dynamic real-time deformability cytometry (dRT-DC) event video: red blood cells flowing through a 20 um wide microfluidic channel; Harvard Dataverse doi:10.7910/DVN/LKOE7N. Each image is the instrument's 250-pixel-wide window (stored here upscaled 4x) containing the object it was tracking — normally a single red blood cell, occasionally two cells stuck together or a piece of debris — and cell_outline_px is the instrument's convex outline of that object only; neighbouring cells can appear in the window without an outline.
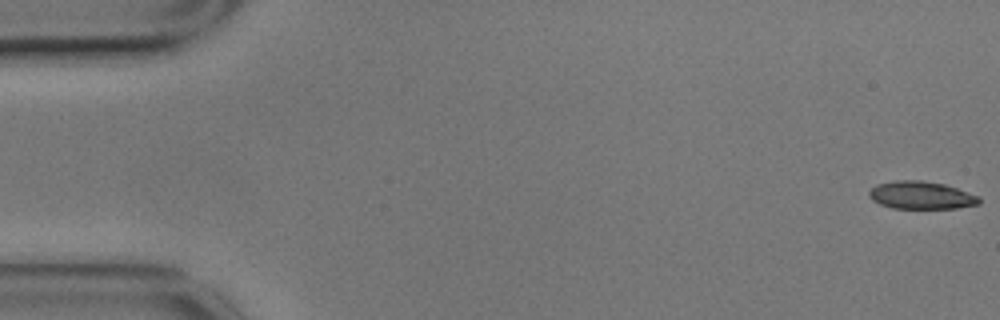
{"species": "common noctule bat (a hibernating species)", "species_latin": "Nyctalus noctula", "temperature_condition": "cold", "stored_images_in_passage": 57, "camera_frame_rate_fps": 3000, "um_per_image_px": 0.085, "animal": {"sex": "male", "body_mass_g": 17.9}, "frame": {"image": 1, "passage_image": 1, "time_ms": 0.0, "image_size_px": [1000, 320], "cell_outline_px": [[980, 204], [956, 208], [892, 208], [880, 204], [872, 200], [868, 196], [868, 192], [876, 184], [892, 180], [924, 180], [944, 184], [980, 196]], "centroid_in_image_um": [78.28, 16.58], "position_along_channel_um": 6.7, "area_um2": 17.92}}
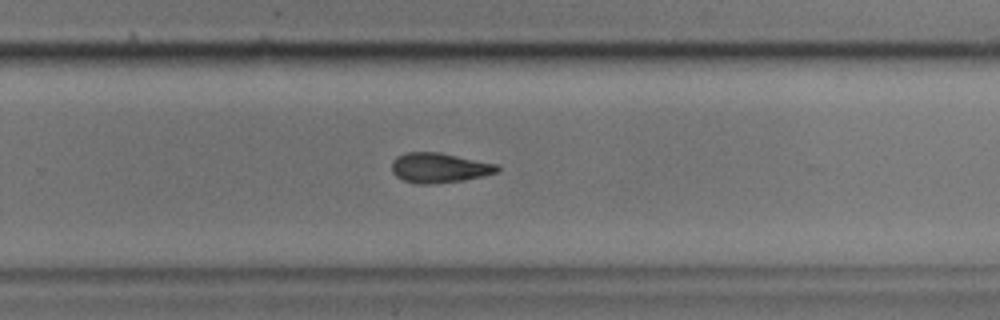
{"frame": {"image": 2, "passage_image": 37, "time_ms": 12.0, "image_size_px": [1000, 320], "cell_outline_px": [[500, 168], [496, 172], [484, 176], [460, 180], [428, 184], [416, 184], [404, 180], [396, 176], [392, 172], [392, 160], [396, 156], [408, 152], [440, 152], [500, 164]], "centroid_in_image_um": [37.34, 14.25], "position_along_channel_um": 292.5, "area_um2": 18.44}}
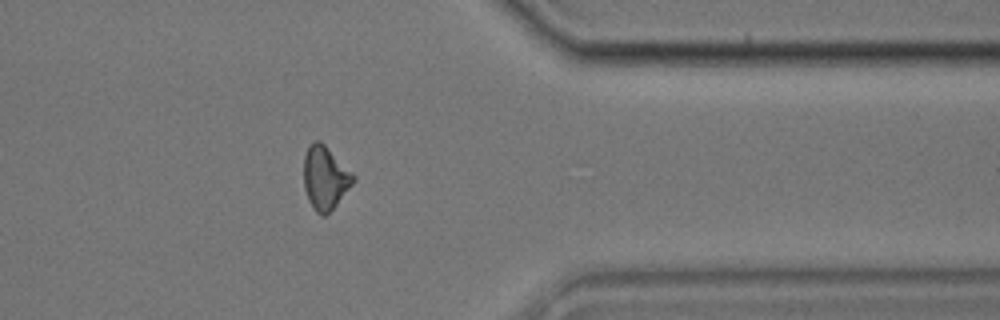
{"frame": {"image": 3, "passage_image": 46, "time_ms": 15.0, "image_size_px": [1000, 320], "cell_outline_px": [[356, 180], [336, 204], [324, 216], [320, 216], [312, 208], [308, 200], [304, 188], [304, 156], [308, 144], [312, 140], [320, 140], [356, 176]], "centroid_in_image_um": [27.62, 15.1], "position_along_channel_um": 383.8, "area_um2": 18.32}, "authors_computed_cell_mechanics": {"area_um2": 18.496, "velocity_mm_per_s": 3.4927, "shape_relaxation_time_tau1_ms": 5.165, "shape_relaxation_time_tau2_ms": 3.0478, "deformation_change_tau1": 0.135, "deformation_change_tau2": 0.1104}}